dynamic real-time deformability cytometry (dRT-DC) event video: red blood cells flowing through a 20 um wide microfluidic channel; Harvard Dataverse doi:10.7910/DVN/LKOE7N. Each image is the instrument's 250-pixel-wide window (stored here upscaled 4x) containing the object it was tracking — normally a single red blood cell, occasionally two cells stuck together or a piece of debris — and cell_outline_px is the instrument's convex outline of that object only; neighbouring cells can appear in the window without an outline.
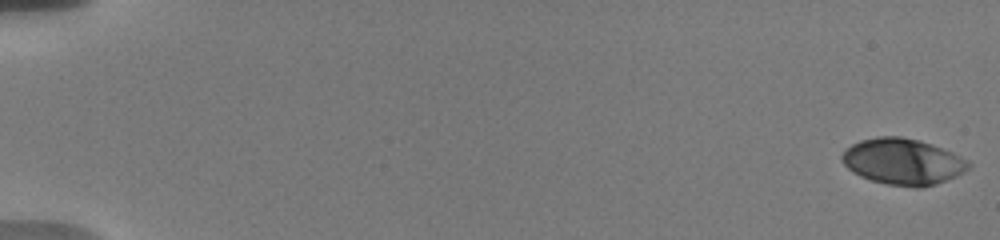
{"species": "human", "species_latin": "Homo sapiens", "temperature_condition": "warm", "stored_images_in_passage": 21, "camera_frame_rate_fps": 3000, "um_per_image_px": 0.085, "donor": {"sex": "male"}, "frame": {"image": 1, "passage_image": 1, "time_ms": 0.0, "image_size_px": [1000, 240], "cell_outline_px": [[972, 164], [964, 172], [956, 176], [936, 184], [920, 188], [916, 188], [888, 184], [872, 180], [860, 176], [852, 172], [840, 160], [840, 156], [852, 144], [860, 140], [880, 136], [900, 136], [920, 140], [932, 144], [952, 152], [968, 160]], "centroid_in_image_um": [76.75, 13.73], "position_along_channel_um": 8.3, "area_um2": 34.1}}
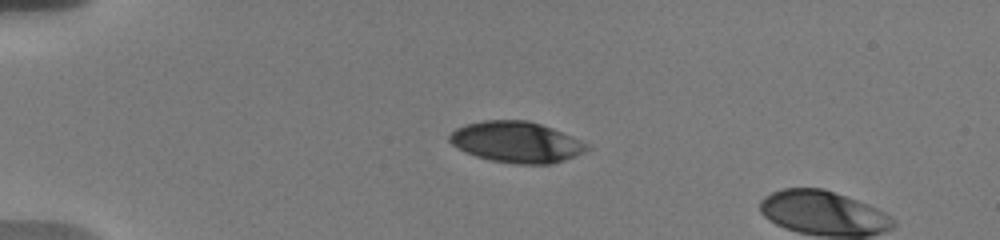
{"frame": {"image": 2, "passage_image": 17, "time_ms": 4.667, "image_size_px": [1000, 240], "cell_outline_px": [[592, 148], [588, 152], [552, 164], [516, 164], [492, 160], [476, 156], [464, 152], [456, 148], [448, 140], [448, 136], [456, 128], [468, 124], [484, 120], [528, 120], [552, 128], [592, 144]], "centroid_in_image_um": [43.95, 12.08], "position_along_channel_um": 41.0, "area_um2": 33.18}}